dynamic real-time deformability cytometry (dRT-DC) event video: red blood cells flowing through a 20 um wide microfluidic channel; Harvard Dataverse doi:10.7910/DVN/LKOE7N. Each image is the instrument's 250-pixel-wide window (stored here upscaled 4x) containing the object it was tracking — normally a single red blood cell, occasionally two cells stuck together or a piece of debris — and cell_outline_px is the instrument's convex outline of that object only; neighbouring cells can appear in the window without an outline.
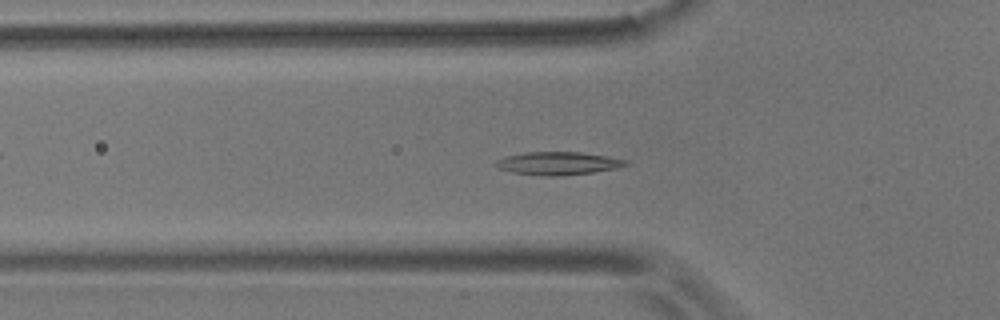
{"species": "common noctule bat (a hibernating species)", "species_latin": "Nyctalus noctula", "temperature_condition": "room temperature", "stored_images_in_passage": 55, "camera_frame_rate_fps": 3000, "um_per_image_px": 0.085, "animal": {"sex": "male", "body_mass_g": 17.9}, "frame": {"image": 1, "passage_image": 18, "time_ms": 5.667, "image_size_px": [1000, 320], "cell_outline_px": [[632, 164], [620, 168], [592, 172], [560, 176], [540, 176], [512, 172], [500, 168], [496, 164], [496, 160], [508, 156], [524, 152], [580, 152], [628, 160]], "centroid_in_image_um": [47.5, 13.89], "position_along_channel_um": 78.3, "area_um2": 17.4}}
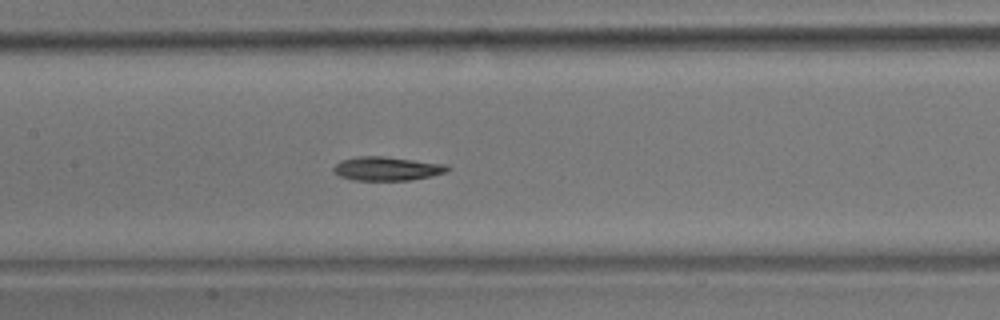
{"frame": {"image": 2, "passage_image": 26, "time_ms": 8.333, "image_size_px": [1000, 320], "cell_outline_px": [[452, 168], [448, 172], [432, 176], [408, 180], [352, 180], [340, 176], [332, 168], [340, 160], [356, 156], [384, 156], [448, 164]], "centroid_in_image_um": [32.94, 14.32], "position_along_channel_um": 174.5, "area_um2": 16.01}}
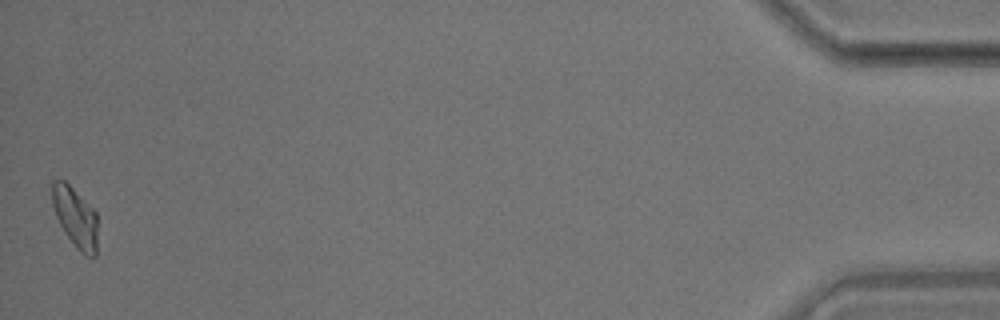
{"frame": {"image": 3, "passage_image": 55, "time_ms": 18.0, "image_size_px": [1000, 320], "cell_outline_px": [[96, 256], [84, 256], [76, 248], [64, 232], [56, 216], [52, 204], [52, 180], [64, 180], [96, 212]], "centroid_in_image_um": [6.38, 18.49], "position_along_channel_um": 428.8, "area_um2": 15.66}}